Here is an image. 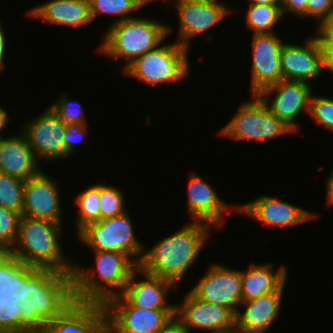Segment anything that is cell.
<instances>
[{"instance_id":"6da1fadb","label":"cell","mask_w":333,"mask_h":333,"mask_svg":"<svg viewBox=\"0 0 333 333\" xmlns=\"http://www.w3.org/2000/svg\"><path fill=\"white\" fill-rule=\"evenodd\" d=\"M75 302L72 273L0 259V333H38Z\"/></svg>"},{"instance_id":"7a4b0ae2","label":"cell","mask_w":333,"mask_h":333,"mask_svg":"<svg viewBox=\"0 0 333 333\" xmlns=\"http://www.w3.org/2000/svg\"><path fill=\"white\" fill-rule=\"evenodd\" d=\"M211 228L214 227L201 221L186 223L151 248L145 246L139 268L152 276L168 279L178 287L207 245Z\"/></svg>"},{"instance_id":"3957f363","label":"cell","mask_w":333,"mask_h":333,"mask_svg":"<svg viewBox=\"0 0 333 333\" xmlns=\"http://www.w3.org/2000/svg\"><path fill=\"white\" fill-rule=\"evenodd\" d=\"M63 229L62 224L21 216L17 242L3 260L19 267L72 273L74 261L64 255L60 242Z\"/></svg>"},{"instance_id":"277c9868","label":"cell","mask_w":333,"mask_h":333,"mask_svg":"<svg viewBox=\"0 0 333 333\" xmlns=\"http://www.w3.org/2000/svg\"><path fill=\"white\" fill-rule=\"evenodd\" d=\"M95 267L85 269L74 263L73 293L77 302L105 304L121 295L139 265L129 256L112 251H94ZM92 269V270H91Z\"/></svg>"},{"instance_id":"5b68a950","label":"cell","mask_w":333,"mask_h":333,"mask_svg":"<svg viewBox=\"0 0 333 333\" xmlns=\"http://www.w3.org/2000/svg\"><path fill=\"white\" fill-rule=\"evenodd\" d=\"M172 25L161 20L136 17L112 23L101 38L97 52L113 60L125 59L122 71L136 58L164 43Z\"/></svg>"},{"instance_id":"8992f818","label":"cell","mask_w":333,"mask_h":333,"mask_svg":"<svg viewBox=\"0 0 333 333\" xmlns=\"http://www.w3.org/2000/svg\"><path fill=\"white\" fill-rule=\"evenodd\" d=\"M189 49L178 42L160 44L136 58L122 72L148 86L183 81L190 75Z\"/></svg>"},{"instance_id":"52a82bcc","label":"cell","mask_w":333,"mask_h":333,"mask_svg":"<svg viewBox=\"0 0 333 333\" xmlns=\"http://www.w3.org/2000/svg\"><path fill=\"white\" fill-rule=\"evenodd\" d=\"M240 104L234 116L218 135L235 141H266L295 132L274 116L257 95Z\"/></svg>"},{"instance_id":"ba28073f","label":"cell","mask_w":333,"mask_h":333,"mask_svg":"<svg viewBox=\"0 0 333 333\" xmlns=\"http://www.w3.org/2000/svg\"><path fill=\"white\" fill-rule=\"evenodd\" d=\"M132 220L125 213L100 220L84 228L78 235V241L92 251H112L129 255L138 265L142 259L145 245L135 234Z\"/></svg>"},{"instance_id":"9c48e42d","label":"cell","mask_w":333,"mask_h":333,"mask_svg":"<svg viewBox=\"0 0 333 333\" xmlns=\"http://www.w3.org/2000/svg\"><path fill=\"white\" fill-rule=\"evenodd\" d=\"M312 87V84L302 81L281 80L262 90L257 96L274 116L298 133L299 124L296 119L302 111L309 115Z\"/></svg>"},{"instance_id":"30bf717a","label":"cell","mask_w":333,"mask_h":333,"mask_svg":"<svg viewBox=\"0 0 333 333\" xmlns=\"http://www.w3.org/2000/svg\"><path fill=\"white\" fill-rule=\"evenodd\" d=\"M108 326L116 333H158L176 316V310H154L132 306L122 295L104 304Z\"/></svg>"},{"instance_id":"8fae6325","label":"cell","mask_w":333,"mask_h":333,"mask_svg":"<svg viewBox=\"0 0 333 333\" xmlns=\"http://www.w3.org/2000/svg\"><path fill=\"white\" fill-rule=\"evenodd\" d=\"M67 124L59 119L49 106L41 114L25 121L21 132L40 162L60 161L66 158L64 135Z\"/></svg>"},{"instance_id":"7c38bea8","label":"cell","mask_w":333,"mask_h":333,"mask_svg":"<svg viewBox=\"0 0 333 333\" xmlns=\"http://www.w3.org/2000/svg\"><path fill=\"white\" fill-rule=\"evenodd\" d=\"M225 266L211 263L189 292L199 300L225 306L236 314L242 302L241 270Z\"/></svg>"},{"instance_id":"4fadbf2b","label":"cell","mask_w":333,"mask_h":333,"mask_svg":"<svg viewBox=\"0 0 333 333\" xmlns=\"http://www.w3.org/2000/svg\"><path fill=\"white\" fill-rule=\"evenodd\" d=\"M174 3L179 16L175 40L189 50L193 37L205 35L231 13L230 8L218 0H177Z\"/></svg>"},{"instance_id":"5bb4252c","label":"cell","mask_w":333,"mask_h":333,"mask_svg":"<svg viewBox=\"0 0 333 333\" xmlns=\"http://www.w3.org/2000/svg\"><path fill=\"white\" fill-rule=\"evenodd\" d=\"M176 317L189 333L197 329L209 333H235V314L229 308L199 300L190 292L176 303Z\"/></svg>"},{"instance_id":"9a60e30c","label":"cell","mask_w":333,"mask_h":333,"mask_svg":"<svg viewBox=\"0 0 333 333\" xmlns=\"http://www.w3.org/2000/svg\"><path fill=\"white\" fill-rule=\"evenodd\" d=\"M283 43L276 32L253 34L251 95H258L262 90L283 80L280 57Z\"/></svg>"},{"instance_id":"2e32d148","label":"cell","mask_w":333,"mask_h":333,"mask_svg":"<svg viewBox=\"0 0 333 333\" xmlns=\"http://www.w3.org/2000/svg\"><path fill=\"white\" fill-rule=\"evenodd\" d=\"M58 182L44 170L25 181L22 216L63 225V211Z\"/></svg>"},{"instance_id":"e0dca14e","label":"cell","mask_w":333,"mask_h":333,"mask_svg":"<svg viewBox=\"0 0 333 333\" xmlns=\"http://www.w3.org/2000/svg\"><path fill=\"white\" fill-rule=\"evenodd\" d=\"M189 174L187 212L193 221H201L215 228H223L225 216L233 212L231 209L238 210V205L228 206L225 201L221 200L213 185L204 181L199 174L194 172Z\"/></svg>"},{"instance_id":"ac0fdd59","label":"cell","mask_w":333,"mask_h":333,"mask_svg":"<svg viewBox=\"0 0 333 333\" xmlns=\"http://www.w3.org/2000/svg\"><path fill=\"white\" fill-rule=\"evenodd\" d=\"M237 212L252 217L253 220L268 225L270 228L272 226L275 228H293L298 224L316 219L314 212L268 195H261L253 201L239 204Z\"/></svg>"},{"instance_id":"d6986e66","label":"cell","mask_w":333,"mask_h":333,"mask_svg":"<svg viewBox=\"0 0 333 333\" xmlns=\"http://www.w3.org/2000/svg\"><path fill=\"white\" fill-rule=\"evenodd\" d=\"M280 57L283 80L311 84L323 73L322 52L314 34L308 36L302 45L284 42Z\"/></svg>"},{"instance_id":"ffe728a7","label":"cell","mask_w":333,"mask_h":333,"mask_svg":"<svg viewBox=\"0 0 333 333\" xmlns=\"http://www.w3.org/2000/svg\"><path fill=\"white\" fill-rule=\"evenodd\" d=\"M287 281L276 291L256 299L241 302L235 314V333H268L282 307Z\"/></svg>"},{"instance_id":"44dd1931","label":"cell","mask_w":333,"mask_h":333,"mask_svg":"<svg viewBox=\"0 0 333 333\" xmlns=\"http://www.w3.org/2000/svg\"><path fill=\"white\" fill-rule=\"evenodd\" d=\"M137 275L141 279H137ZM143 278V279H142ZM177 285L165 278L147 274L138 268L121 294L132 306L154 310H176V304L168 303V294Z\"/></svg>"},{"instance_id":"7402d4cb","label":"cell","mask_w":333,"mask_h":333,"mask_svg":"<svg viewBox=\"0 0 333 333\" xmlns=\"http://www.w3.org/2000/svg\"><path fill=\"white\" fill-rule=\"evenodd\" d=\"M108 325L104 304L72 303L61 315L48 322L45 333H101Z\"/></svg>"},{"instance_id":"603a6c76","label":"cell","mask_w":333,"mask_h":333,"mask_svg":"<svg viewBox=\"0 0 333 333\" xmlns=\"http://www.w3.org/2000/svg\"><path fill=\"white\" fill-rule=\"evenodd\" d=\"M40 163L21 132L0 138V172L23 181L38 175Z\"/></svg>"},{"instance_id":"cb8c5ba5","label":"cell","mask_w":333,"mask_h":333,"mask_svg":"<svg viewBox=\"0 0 333 333\" xmlns=\"http://www.w3.org/2000/svg\"><path fill=\"white\" fill-rule=\"evenodd\" d=\"M26 16L47 24L72 28L92 24L89 0H50L27 10Z\"/></svg>"},{"instance_id":"d4e9b609","label":"cell","mask_w":333,"mask_h":333,"mask_svg":"<svg viewBox=\"0 0 333 333\" xmlns=\"http://www.w3.org/2000/svg\"><path fill=\"white\" fill-rule=\"evenodd\" d=\"M274 269V263L253 262L247 269L241 270L242 302L276 292L289 279L283 264L276 271Z\"/></svg>"},{"instance_id":"484cf974","label":"cell","mask_w":333,"mask_h":333,"mask_svg":"<svg viewBox=\"0 0 333 333\" xmlns=\"http://www.w3.org/2000/svg\"><path fill=\"white\" fill-rule=\"evenodd\" d=\"M100 182L85 188L77 194L74 204L78 208L75 218V231L79 234L84 228L101 220L100 212Z\"/></svg>"},{"instance_id":"4316f807","label":"cell","mask_w":333,"mask_h":333,"mask_svg":"<svg viewBox=\"0 0 333 333\" xmlns=\"http://www.w3.org/2000/svg\"><path fill=\"white\" fill-rule=\"evenodd\" d=\"M148 4H153V2L151 0H89L92 21L98 15L105 14L116 18L113 23L136 18L130 14L132 12L134 14L135 11Z\"/></svg>"},{"instance_id":"83f0119b","label":"cell","mask_w":333,"mask_h":333,"mask_svg":"<svg viewBox=\"0 0 333 333\" xmlns=\"http://www.w3.org/2000/svg\"><path fill=\"white\" fill-rule=\"evenodd\" d=\"M245 12V24L253 34L274 33L275 26L282 19L281 5H260L249 3Z\"/></svg>"},{"instance_id":"f1b7e54d","label":"cell","mask_w":333,"mask_h":333,"mask_svg":"<svg viewBox=\"0 0 333 333\" xmlns=\"http://www.w3.org/2000/svg\"><path fill=\"white\" fill-rule=\"evenodd\" d=\"M25 181L0 172V206L23 213Z\"/></svg>"},{"instance_id":"f546056e","label":"cell","mask_w":333,"mask_h":333,"mask_svg":"<svg viewBox=\"0 0 333 333\" xmlns=\"http://www.w3.org/2000/svg\"><path fill=\"white\" fill-rule=\"evenodd\" d=\"M21 214L0 206V259L15 246L18 238Z\"/></svg>"},{"instance_id":"4dcf8cb0","label":"cell","mask_w":333,"mask_h":333,"mask_svg":"<svg viewBox=\"0 0 333 333\" xmlns=\"http://www.w3.org/2000/svg\"><path fill=\"white\" fill-rule=\"evenodd\" d=\"M107 182L100 183L101 220L112 218L126 212L125 196L120 188Z\"/></svg>"},{"instance_id":"1f68e13d","label":"cell","mask_w":333,"mask_h":333,"mask_svg":"<svg viewBox=\"0 0 333 333\" xmlns=\"http://www.w3.org/2000/svg\"><path fill=\"white\" fill-rule=\"evenodd\" d=\"M50 107L65 124H87L82 105L78 100H68V94L62 92Z\"/></svg>"},{"instance_id":"d6a6232c","label":"cell","mask_w":333,"mask_h":333,"mask_svg":"<svg viewBox=\"0 0 333 333\" xmlns=\"http://www.w3.org/2000/svg\"><path fill=\"white\" fill-rule=\"evenodd\" d=\"M309 117L313 122L333 132V97L311 96Z\"/></svg>"},{"instance_id":"836d02e7","label":"cell","mask_w":333,"mask_h":333,"mask_svg":"<svg viewBox=\"0 0 333 333\" xmlns=\"http://www.w3.org/2000/svg\"><path fill=\"white\" fill-rule=\"evenodd\" d=\"M87 124H67L64 135V146L66 149V158L76 152L77 144L86 137L88 132Z\"/></svg>"},{"instance_id":"e575fe53","label":"cell","mask_w":333,"mask_h":333,"mask_svg":"<svg viewBox=\"0 0 333 333\" xmlns=\"http://www.w3.org/2000/svg\"><path fill=\"white\" fill-rule=\"evenodd\" d=\"M333 14V0H308L307 18H314L319 28Z\"/></svg>"},{"instance_id":"d590c367","label":"cell","mask_w":333,"mask_h":333,"mask_svg":"<svg viewBox=\"0 0 333 333\" xmlns=\"http://www.w3.org/2000/svg\"><path fill=\"white\" fill-rule=\"evenodd\" d=\"M314 35L322 52V70L333 74V39H329L319 28Z\"/></svg>"},{"instance_id":"8d00e7d4","label":"cell","mask_w":333,"mask_h":333,"mask_svg":"<svg viewBox=\"0 0 333 333\" xmlns=\"http://www.w3.org/2000/svg\"><path fill=\"white\" fill-rule=\"evenodd\" d=\"M307 2L308 0H282V15L291 13L299 18H307Z\"/></svg>"},{"instance_id":"74e56055","label":"cell","mask_w":333,"mask_h":333,"mask_svg":"<svg viewBox=\"0 0 333 333\" xmlns=\"http://www.w3.org/2000/svg\"><path fill=\"white\" fill-rule=\"evenodd\" d=\"M158 333H189L183 323L175 316Z\"/></svg>"},{"instance_id":"f35d334b","label":"cell","mask_w":333,"mask_h":333,"mask_svg":"<svg viewBox=\"0 0 333 333\" xmlns=\"http://www.w3.org/2000/svg\"><path fill=\"white\" fill-rule=\"evenodd\" d=\"M2 20L0 19V73L4 70L5 67V57L7 58L8 56H6V35L4 32V28H2Z\"/></svg>"},{"instance_id":"ab89813d","label":"cell","mask_w":333,"mask_h":333,"mask_svg":"<svg viewBox=\"0 0 333 333\" xmlns=\"http://www.w3.org/2000/svg\"><path fill=\"white\" fill-rule=\"evenodd\" d=\"M326 204L328 207L333 206V170L331 174L326 178Z\"/></svg>"},{"instance_id":"60d3db41","label":"cell","mask_w":333,"mask_h":333,"mask_svg":"<svg viewBox=\"0 0 333 333\" xmlns=\"http://www.w3.org/2000/svg\"><path fill=\"white\" fill-rule=\"evenodd\" d=\"M319 29L329 39H333V14L319 27Z\"/></svg>"},{"instance_id":"b9f144b4","label":"cell","mask_w":333,"mask_h":333,"mask_svg":"<svg viewBox=\"0 0 333 333\" xmlns=\"http://www.w3.org/2000/svg\"><path fill=\"white\" fill-rule=\"evenodd\" d=\"M8 113L9 112H7L5 110V108H3L0 105V138L3 137L1 135V133L4 131L3 129H5L7 127V125L9 124L8 122H10L12 120V118H10V115Z\"/></svg>"},{"instance_id":"7bdbcfd3","label":"cell","mask_w":333,"mask_h":333,"mask_svg":"<svg viewBox=\"0 0 333 333\" xmlns=\"http://www.w3.org/2000/svg\"><path fill=\"white\" fill-rule=\"evenodd\" d=\"M250 3L260 5H282V0H250Z\"/></svg>"},{"instance_id":"ee69618b","label":"cell","mask_w":333,"mask_h":333,"mask_svg":"<svg viewBox=\"0 0 333 333\" xmlns=\"http://www.w3.org/2000/svg\"><path fill=\"white\" fill-rule=\"evenodd\" d=\"M101 333H116L110 326H106Z\"/></svg>"}]
</instances>
